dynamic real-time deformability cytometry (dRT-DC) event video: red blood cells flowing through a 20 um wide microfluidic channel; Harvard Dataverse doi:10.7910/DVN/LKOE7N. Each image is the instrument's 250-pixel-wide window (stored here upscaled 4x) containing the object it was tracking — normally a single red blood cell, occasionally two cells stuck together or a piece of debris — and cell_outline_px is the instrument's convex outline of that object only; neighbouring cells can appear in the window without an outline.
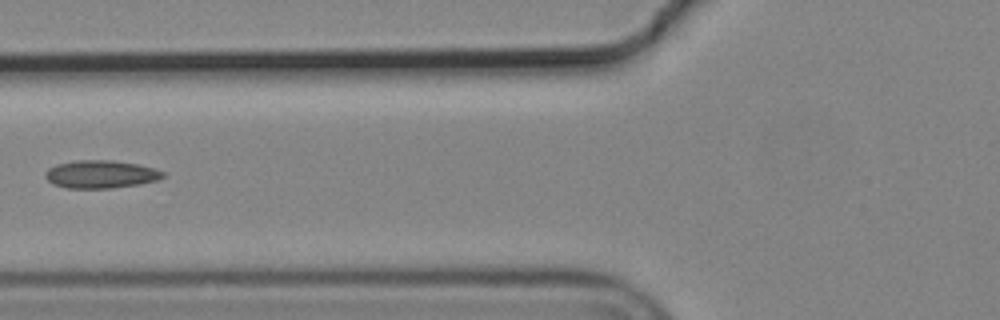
{"species": "common noctule bat (a hibernating species)", "species_latin": "Nyctalus noctula", "temperature_condition": "cold", "stored_images_in_passage": 9, "camera_frame_rate_fps": 3000, "um_per_image_px": 0.085, "animal": {"sex": "male", "body_mass_g": 19.2, "forearm_length_mm": 51.8}, "frame": {"image": 1, "passage_image": 6, "time_ms": 1.667, "image_size_px": [1000, 320], "cell_outline_px": [[164, 176], [156, 180], [140, 184], [112, 188], [68, 188], [52, 184], [44, 176], [44, 172], [48, 168], [56, 164], [76, 160], [112, 160], [136, 164], [152, 168], [164, 172]], "centroid_in_image_um": [8.51, 14.81], "position_along_channel_um": 117.3, "area_um2": 19.07}}
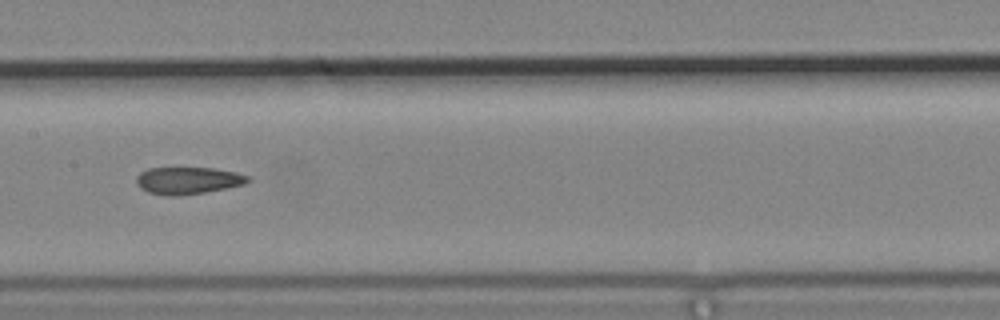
{"frame": {"image": 2, "passage_image": 8, "time_ms": 2.333, "image_size_px": [1000, 320], "cell_outline_px": [[252, 180], [244, 184], [204, 192], [176, 196], [164, 196], [148, 192], [140, 188], [136, 184], [136, 176], [140, 172], [148, 168], [212, 168], [232, 172], [248, 176]], "centroid_in_image_um": [15.91, 15.35], "position_along_channel_um": 191.5, "area_um2": 17.51}}
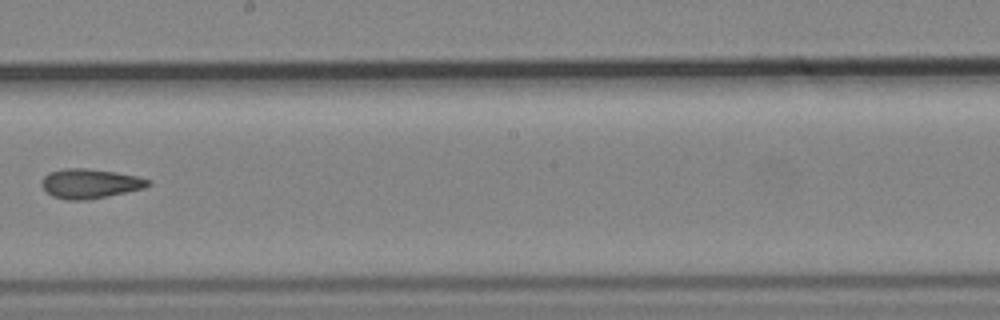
{"frame": {"image": 3, "passage_image": 9, "time_ms": 2.667, "image_size_px": [1000, 320], "cell_outline_px": [[152, 184], [144, 188], [84, 200], [68, 200], [52, 196], [40, 184], [44, 176], [48, 172], [64, 168], [84, 168], [116, 172], [140, 176], [152, 180]], "centroid_in_image_um": [7.66, 15.58], "position_along_channel_um": 240.5, "area_um2": 18.26}}